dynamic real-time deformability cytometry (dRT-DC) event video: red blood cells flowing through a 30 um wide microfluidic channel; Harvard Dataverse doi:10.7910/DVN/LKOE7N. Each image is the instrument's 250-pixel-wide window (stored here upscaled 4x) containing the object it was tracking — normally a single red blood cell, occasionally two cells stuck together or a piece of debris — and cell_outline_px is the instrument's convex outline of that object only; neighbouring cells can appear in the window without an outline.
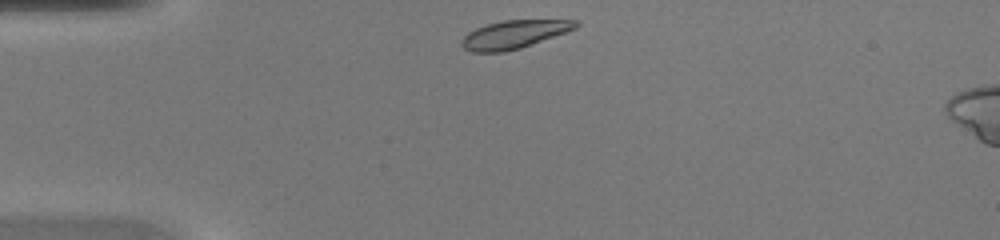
{"species": "common noctule bat (a hibernating species)", "species_latin": "Nyctalus noctula", "temperature_condition": "warm", "stored_images_in_passage": 35, "camera_frame_rate_fps": 3000, "um_per_image_px": 0.085, "animal": {"sex": "female", "body_mass_g": 20.0, "forearm_length_mm": 54.0}, "frame": {"image": 1, "passage_image": 1, "time_ms": 0.0, "image_size_px": [1000, 240], "cell_outline_px": [[580, 24], [576, 28], [520, 48], [504, 52], [472, 52], [464, 48], [460, 44], [460, 40], [468, 32], [476, 28], [488, 24], [504, 20], [580, 20]], "centroid_in_image_um": [43.67, 2.92], "position_along_channel_um": 41.3, "area_um2": 18.55}}
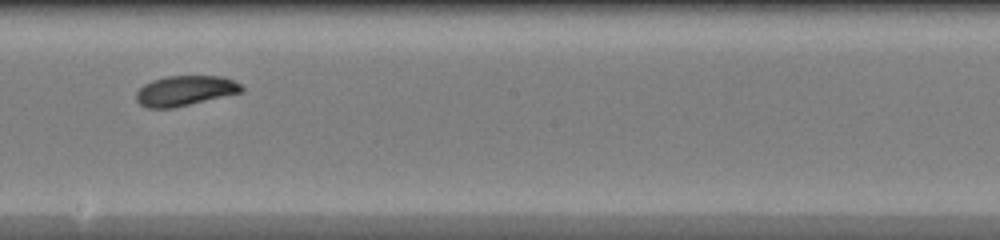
{"frame": {"image": 2, "passage_image": 16, "time_ms": 5.0, "image_size_px": [1000, 240], "cell_outline_px": [[244, 92], [172, 108], [144, 108], [136, 100], [136, 92], [144, 84], [152, 80], [168, 76], [224, 76], [240, 84], [244, 88]], "centroid_in_image_um": [15.73, 7.71], "position_along_channel_um": 232.5, "area_um2": 18.55}}
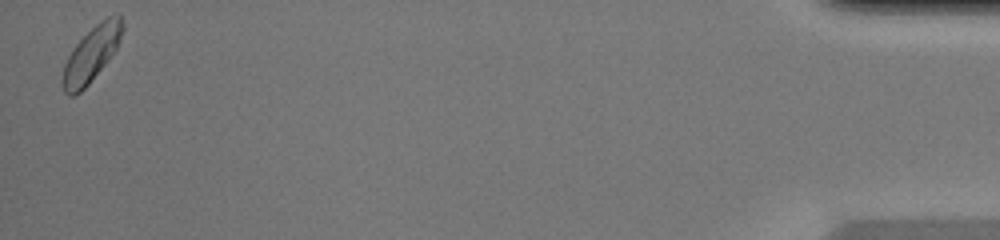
{"frame": {"image": 3, "passage_image": 35, "time_ms": 11.333, "image_size_px": [1000, 240], "cell_outline_px": [[124, 28], [120, 40], [116, 48], [104, 64], [88, 84], [76, 96], [68, 96], [64, 92], [60, 80], [64, 64], [68, 56], [76, 44], [96, 24], [108, 16], [120, 16], [124, 24]], "centroid_in_image_um": [7.73, 4.64], "position_along_channel_um": 427.5, "area_um2": 18.9}}